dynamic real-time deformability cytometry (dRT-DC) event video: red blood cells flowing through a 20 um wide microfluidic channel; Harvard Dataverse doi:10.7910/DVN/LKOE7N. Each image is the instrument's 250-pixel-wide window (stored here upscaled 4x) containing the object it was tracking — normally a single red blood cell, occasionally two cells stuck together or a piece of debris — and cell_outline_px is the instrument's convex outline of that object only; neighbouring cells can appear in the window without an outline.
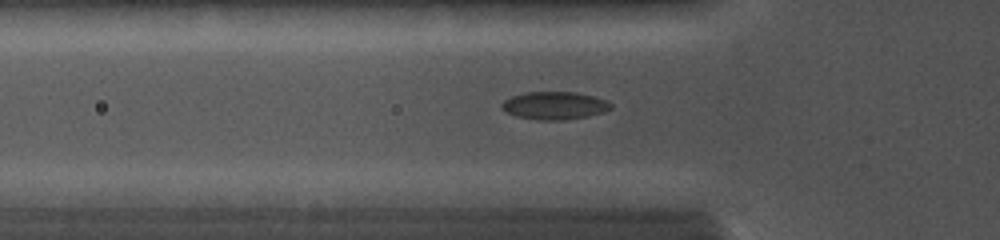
{"species": "common noctule bat (a hibernating species)", "species_latin": "Nyctalus noctula", "temperature_condition": "cold", "stored_images_in_passage": 35, "camera_frame_rate_fps": 5000, "um_per_image_px": 0.085, "animal": {"sex": "female", "body_mass_g": 19.0, "forearm_length_mm": 56.7}, "frame": {"image": 1, "passage_image": 11, "time_ms": 4.2, "image_size_px": [1000, 240], "cell_outline_px": [[612, 108], [604, 112], [588, 116], [564, 120], [540, 120], [516, 116], [500, 108], [500, 104], [504, 100], [512, 96], [524, 92], [576, 92], [608, 100], [612, 104]], "centroid_in_image_um": [47.14, 8.97], "position_along_channel_um": 78.7, "area_um2": 17.74}}
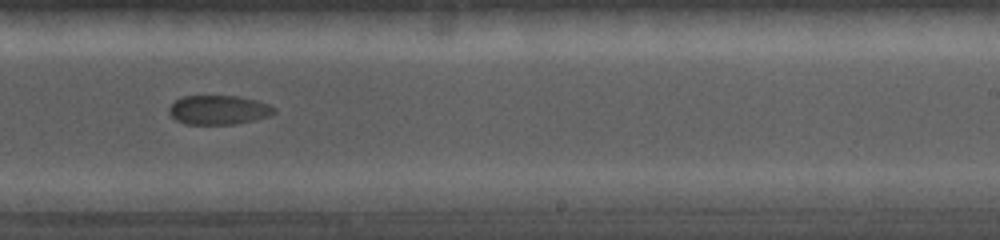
{"frame": {"image": 2, "passage_image": 22, "time_ms": 8.8, "image_size_px": [1000, 240], "cell_outline_px": [[276, 112], [268, 116], [252, 120], [232, 124], [184, 124], [176, 120], [168, 112], [168, 108], [180, 96], [236, 96], [256, 100], [268, 104], [276, 108]], "centroid_in_image_um": [18.55, 9.34], "position_along_channel_um": 270.4, "area_um2": 17.8}}
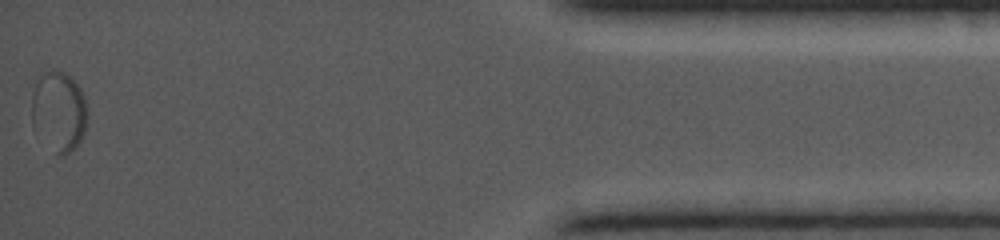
{"frame": {"image": 3, "passage_image": 35, "time_ms": 14.2, "image_size_px": [1000, 240], "cell_outline_px": [[88, 116], [84, 132], [76, 148], [64, 156], [60, 156], [32, 128], [32, 92], [40, 76], [52, 68], [64, 72], [80, 88], [84, 96], [88, 112]], "centroid_in_image_um": [5.01, 9.47], "position_along_channel_um": 430.2, "area_um2": 26.01}}